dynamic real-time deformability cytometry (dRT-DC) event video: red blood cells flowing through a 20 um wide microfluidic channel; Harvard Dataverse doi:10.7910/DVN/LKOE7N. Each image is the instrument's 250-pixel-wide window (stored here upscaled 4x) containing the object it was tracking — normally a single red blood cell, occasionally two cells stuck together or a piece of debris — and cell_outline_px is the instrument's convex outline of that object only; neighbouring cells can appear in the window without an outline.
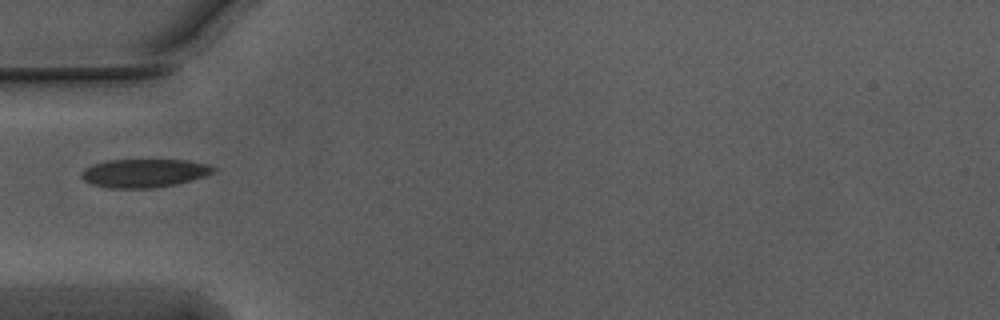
{"species": "Egyptian fruit bat (a non-hibernating species)", "species_latin": "Rousettus aegyptiacus", "temperature_condition": "warm", "stored_images_in_passage": 38, "camera_frame_rate_fps": 3000, "um_per_image_px": 0.085, "animal": {"sex": "male"}, "frame": {"image": 1, "passage_image": 1, "time_ms": 0.0, "image_size_px": [1000, 320], "cell_outline_px": [[216, 168], [212, 172], [204, 176], [192, 180], [176, 184], [156, 188], [112, 188], [92, 184], [84, 180], [80, 176], [80, 172], [84, 168], [92, 164], [108, 160], [188, 160], [208, 164]], "centroid_in_image_um": [12.23, 14.71], "position_along_channel_um": 72.8, "area_um2": 21.91}}
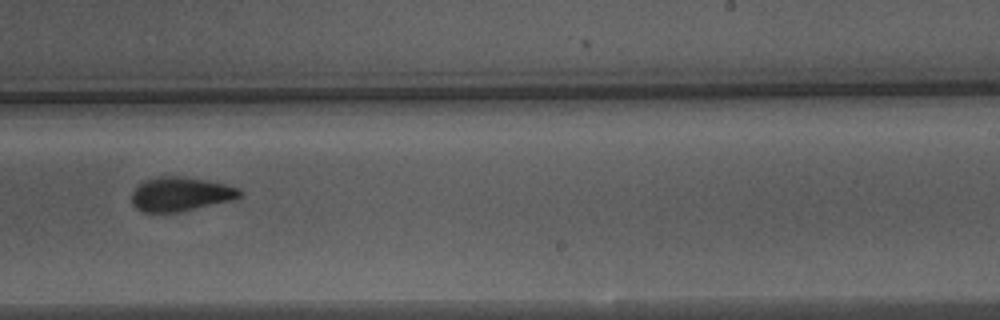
{"frame": {"image": 2, "passage_image": 17, "time_ms": 5.333, "image_size_px": [1000, 320], "cell_outline_px": [[244, 196], [232, 200], [180, 212], [144, 212], [136, 208], [132, 204], [132, 192], [136, 184], [144, 180], [160, 176], [176, 176], [204, 180], [224, 184], [240, 188], [244, 192]], "centroid_in_image_um": [15.35, 16.5], "position_along_channel_um": 273.7, "area_um2": 21.62}}
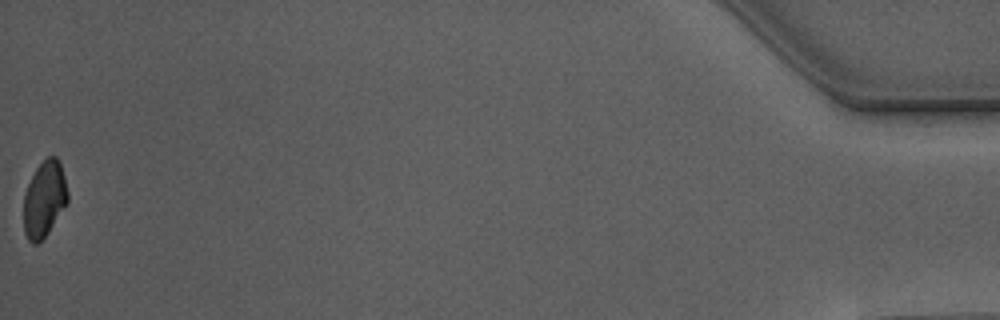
{"frame": {"image": 3, "passage_image": 38, "time_ms": 12.333, "image_size_px": [1000, 320], "cell_outline_px": [[68, 204], [48, 232], [36, 244], [32, 244], [28, 240], [24, 232], [24, 192], [36, 168], [48, 156], [56, 156], [60, 164], [64, 176], [68, 192]], "centroid_in_image_um": [3.77, 16.93], "position_along_channel_um": 431.4, "area_um2": 19.48}}